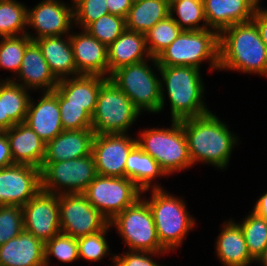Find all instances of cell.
<instances>
[{"instance_id": "14", "label": "cell", "mask_w": 267, "mask_h": 266, "mask_svg": "<svg viewBox=\"0 0 267 266\" xmlns=\"http://www.w3.org/2000/svg\"><path fill=\"white\" fill-rule=\"evenodd\" d=\"M73 22V23H72ZM74 25V6L59 0H42L34 8H27V28H34L35 35H27L35 41L43 37L71 34ZM31 26V27H30ZM70 32V33H69Z\"/></svg>"}, {"instance_id": "19", "label": "cell", "mask_w": 267, "mask_h": 266, "mask_svg": "<svg viewBox=\"0 0 267 266\" xmlns=\"http://www.w3.org/2000/svg\"><path fill=\"white\" fill-rule=\"evenodd\" d=\"M15 77H7L30 91L41 90L51 92L56 88L59 80L51 72L42 51L35 41H32L25 50L22 64L18 74ZM20 81V82H19ZM22 82V83H21Z\"/></svg>"}, {"instance_id": "5", "label": "cell", "mask_w": 267, "mask_h": 266, "mask_svg": "<svg viewBox=\"0 0 267 266\" xmlns=\"http://www.w3.org/2000/svg\"><path fill=\"white\" fill-rule=\"evenodd\" d=\"M136 137L138 146L151 155L166 175L193 166L181 121H172L170 128H148Z\"/></svg>"}, {"instance_id": "37", "label": "cell", "mask_w": 267, "mask_h": 266, "mask_svg": "<svg viewBox=\"0 0 267 266\" xmlns=\"http://www.w3.org/2000/svg\"><path fill=\"white\" fill-rule=\"evenodd\" d=\"M44 256L45 266L50 265V256L63 263L74 262L79 259L77 238L62 232L54 235L45 242Z\"/></svg>"}, {"instance_id": "20", "label": "cell", "mask_w": 267, "mask_h": 266, "mask_svg": "<svg viewBox=\"0 0 267 266\" xmlns=\"http://www.w3.org/2000/svg\"><path fill=\"white\" fill-rule=\"evenodd\" d=\"M260 0H203L209 29L220 33L234 24L251 21Z\"/></svg>"}, {"instance_id": "24", "label": "cell", "mask_w": 267, "mask_h": 266, "mask_svg": "<svg viewBox=\"0 0 267 266\" xmlns=\"http://www.w3.org/2000/svg\"><path fill=\"white\" fill-rule=\"evenodd\" d=\"M106 79L98 75L67 77L60 79L55 89L66 99V105L83 106L92 116L100 87Z\"/></svg>"}, {"instance_id": "26", "label": "cell", "mask_w": 267, "mask_h": 266, "mask_svg": "<svg viewBox=\"0 0 267 266\" xmlns=\"http://www.w3.org/2000/svg\"><path fill=\"white\" fill-rule=\"evenodd\" d=\"M151 58L145 34L127 30L108 47L109 77L116 69Z\"/></svg>"}, {"instance_id": "10", "label": "cell", "mask_w": 267, "mask_h": 266, "mask_svg": "<svg viewBox=\"0 0 267 266\" xmlns=\"http://www.w3.org/2000/svg\"><path fill=\"white\" fill-rule=\"evenodd\" d=\"M96 176L92 154L73 160L42 163L41 189L56 195L84 193Z\"/></svg>"}, {"instance_id": "11", "label": "cell", "mask_w": 267, "mask_h": 266, "mask_svg": "<svg viewBox=\"0 0 267 266\" xmlns=\"http://www.w3.org/2000/svg\"><path fill=\"white\" fill-rule=\"evenodd\" d=\"M83 194L109 222L143 195L142 190L126 177L101 175L95 177Z\"/></svg>"}, {"instance_id": "21", "label": "cell", "mask_w": 267, "mask_h": 266, "mask_svg": "<svg viewBox=\"0 0 267 266\" xmlns=\"http://www.w3.org/2000/svg\"><path fill=\"white\" fill-rule=\"evenodd\" d=\"M94 136L92 128L63 130L46 143L42 163L61 162L91 155Z\"/></svg>"}, {"instance_id": "9", "label": "cell", "mask_w": 267, "mask_h": 266, "mask_svg": "<svg viewBox=\"0 0 267 266\" xmlns=\"http://www.w3.org/2000/svg\"><path fill=\"white\" fill-rule=\"evenodd\" d=\"M109 224L116 228L129 250L168 252L160 244L151 210L142 197L117 214Z\"/></svg>"}, {"instance_id": "3", "label": "cell", "mask_w": 267, "mask_h": 266, "mask_svg": "<svg viewBox=\"0 0 267 266\" xmlns=\"http://www.w3.org/2000/svg\"><path fill=\"white\" fill-rule=\"evenodd\" d=\"M219 70L267 77V47L252 20L219 33Z\"/></svg>"}, {"instance_id": "27", "label": "cell", "mask_w": 267, "mask_h": 266, "mask_svg": "<svg viewBox=\"0 0 267 266\" xmlns=\"http://www.w3.org/2000/svg\"><path fill=\"white\" fill-rule=\"evenodd\" d=\"M67 38H64L66 37ZM54 76L60 80L77 76L70 34L35 40Z\"/></svg>"}, {"instance_id": "6", "label": "cell", "mask_w": 267, "mask_h": 266, "mask_svg": "<svg viewBox=\"0 0 267 266\" xmlns=\"http://www.w3.org/2000/svg\"><path fill=\"white\" fill-rule=\"evenodd\" d=\"M210 61L219 71V33L213 29L182 30L177 38L157 57L159 66H189L200 69Z\"/></svg>"}, {"instance_id": "36", "label": "cell", "mask_w": 267, "mask_h": 266, "mask_svg": "<svg viewBox=\"0 0 267 266\" xmlns=\"http://www.w3.org/2000/svg\"><path fill=\"white\" fill-rule=\"evenodd\" d=\"M125 29L124 17L108 13L92 22L85 30L99 42L109 47Z\"/></svg>"}, {"instance_id": "39", "label": "cell", "mask_w": 267, "mask_h": 266, "mask_svg": "<svg viewBox=\"0 0 267 266\" xmlns=\"http://www.w3.org/2000/svg\"><path fill=\"white\" fill-rule=\"evenodd\" d=\"M24 230L23 208L0 206V246L17 237Z\"/></svg>"}, {"instance_id": "48", "label": "cell", "mask_w": 267, "mask_h": 266, "mask_svg": "<svg viewBox=\"0 0 267 266\" xmlns=\"http://www.w3.org/2000/svg\"><path fill=\"white\" fill-rule=\"evenodd\" d=\"M261 264V266H267V246L263 251V254L259 257V259L256 261Z\"/></svg>"}, {"instance_id": "44", "label": "cell", "mask_w": 267, "mask_h": 266, "mask_svg": "<svg viewBox=\"0 0 267 266\" xmlns=\"http://www.w3.org/2000/svg\"><path fill=\"white\" fill-rule=\"evenodd\" d=\"M13 164L10 144L6 133L4 131H0V168L8 167Z\"/></svg>"}, {"instance_id": "46", "label": "cell", "mask_w": 267, "mask_h": 266, "mask_svg": "<svg viewBox=\"0 0 267 266\" xmlns=\"http://www.w3.org/2000/svg\"><path fill=\"white\" fill-rule=\"evenodd\" d=\"M252 211L267 221V192L256 201Z\"/></svg>"}, {"instance_id": "32", "label": "cell", "mask_w": 267, "mask_h": 266, "mask_svg": "<svg viewBox=\"0 0 267 266\" xmlns=\"http://www.w3.org/2000/svg\"><path fill=\"white\" fill-rule=\"evenodd\" d=\"M27 8L17 0H0V38L27 34Z\"/></svg>"}, {"instance_id": "33", "label": "cell", "mask_w": 267, "mask_h": 266, "mask_svg": "<svg viewBox=\"0 0 267 266\" xmlns=\"http://www.w3.org/2000/svg\"><path fill=\"white\" fill-rule=\"evenodd\" d=\"M238 224L251 257L257 261L267 246V221L252 211Z\"/></svg>"}, {"instance_id": "45", "label": "cell", "mask_w": 267, "mask_h": 266, "mask_svg": "<svg viewBox=\"0 0 267 266\" xmlns=\"http://www.w3.org/2000/svg\"><path fill=\"white\" fill-rule=\"evenodd\" d=\"M133 2V0H106L109 13L124 18H126Z\"/></svg>"}, {"instance_id": "41", "label": "cell", "mask_w": 267, "mask_h": 266, "mask_svg": "<svg viewBox=\"0 0 267 266\" xmlns=\"http://www.w3.org/2000/svg\"><path fill=\"white\" fill-rule=\"evenodd\" d=\"M74 24L85 30L92 22L109 13L106 0H72Z\"/></svg>"}, {"instance_id": "40", "label": "cell", "mask_w": 267, "mask_h": 266, "mask_svg": "<svg viewBox=\"0 0 267 266\" xmlns=\"http://www.w3.org/2000/svg\"><path fill=\"white\" fill-rule=\"evenodd\" d=\"M58 104L63 130L92 128V116L83 106L66 105V99L58 92Z\"/></svg>"}, {"instance_id": "17", "label": "cell", "mask_w": 267, "mask_h": 266, "mask_svg": "<svg viewBox=\"0 0 267 266\" xmlns=\"http://www.w3.org/2000/svg\"><path fill=\"white\" fill-rule=\"evenodd\" d=\"M70 42L78 75H98L109 78L108 47L86 30L71 33Z\"/></svg>"}, {"instance_id": "12", "label": "cell", "mask_w": 267, "mask_h": 266, "mask_svg": "<svg viewBox=\"0 0 267 266\" xmlns=\"http://www.w3.org/2000/svg\"><path fill=\"white\" fill-rule=\"evenodd\" d=\"M61 232L79 238L102 231L109 221L83 193L58 195Z\"/></svg>"}, {"instance_id": "16", "label": "cell", "mask_w": 267, "mask_h": 266, "mask_svg": "<svg viewBox=\"0 0 267 266\" xmlns=\"http://www.w3.org/2000/svg\"><path fill=\"white\" fill-rule=\"evenodd\" d=\"M24 230L44 243L61 232L58 195L43 191L23 207Z\"/></svg>"}, {"instance_id": "42", "label": "cell", "mask_w": 267, "mask_h": 266, "mask_svg": "<svg viewBox=\"0 0 267 266\" xmlns=\"http://www.w3.org/2000/svg\"><path fill=\"white\" fill-rule=\"evenodd\" d=\"M166 254L169 252H145V251H132L129 250L127 253H123L122 255H113L112 262L114 266H160L157 262H155L151 256H159L162 254ZM159 254V255H158Z\"/></svg>"}, {"instance_id": "7", "label": "cell", "mask_w": 267, "mask_h": 266, "mask_svg": "<svg viewBox=\"0 0 267 266\" xmlns=\"http://www.w3.org/2000/svg\"><path fill=\"white\" fill-rule=\"evenodd\" d=\"M150 61L153 62V57L122 66L113 71L109 79L128 96L141 113L144 110L158 114L161 106V79L149 66Z\"/></svg>"}, {"instance_id": "23", "label": "cell", "mask_w": 267, "mask_h": 266, "mask_svg": "<svg viewBox=\"0 0 267 266\" xmlns=\"http://www.w3.org/2000/svg\"><path fill=\"white\" fill-rule=\"evenodd\" d=\"M45 243L23 230L0 246L1 266H45Z\"/></svg>"}, {"instance_id": "22", "label": "cell", "mask_w": 267, "mask_h": 266, "mask_svg": "<svg viewBox=\"0 0 267 266\" xmlns=\"http://www.w3.org/2000/svg\"><path fill=\"white\" fill-rule=\"evenodd\" d=\"M10 144L14 164L41 169L46 143L27 124L19 123L4 131Z\"/></svg>"}, {"instance_id": "35", "label": "cell", "mask_w": 267, "mask_h": 266, "mask_svg": "<svg viewBox=\"0 0 267 266\" xmlns=\"http://www.w3.org/2000/svg\"><path fill=\"white\" fill-rule=\"evenodd\" d=\"M32 42L27 35L15 37H1L0 40V68L18 74L26 47Z\"/></svg>"}, {"instance_id": "34", "label": "cell", "mask_w": 267, "mask_h": 266, "mask_svg": "<svg viewBox=\"0 0 267 266\" xmlns=\"http://www.w3.org/2000/svg\"><path fill=\"white\" fill-rule=\"evenodd\" d=\"M182 29L169 15L156 23L146 34V45L149 54L157 58L180 34Z\"/></svg>"}, {"instance_id": "13", "label": "cell", "mask_w": 267, "mask_h": 266, "mask_svg": "<svg viewBox=\"0 0 267 266\" xmlns=\"http://www.w3.org/2000/svg\"><path fill=\"white\" fill-rule=\"evenodd\" d=\"M136 145L137 139L127 133L95 134L91 154L97 175L125 177L126 160Z\"/></svg>"}, {"instance_id": "28", "label": "cell", "mask_w": 267, "mask_h": 266, "mask_svg": "<svg viewBox=\"0 0 267 266\" xmlns=\"http://www.w3.org/2000/svg\"><path fill=\"white\" fill-rule=\"evenodd\" d=\"M161 176L167 175L160 168L158 162L137 144L130 151L126 160L125 177L132 180L142 190V193H146L154 188H163L152 182Z\"/></svg>"}, {"instance_id": "4", "label": "cell", "mask_w": 267, "mask_h": 266, "mask_svg": "<svg viewBox=\"0 0 267 266\" xmlns=\"http://www.w3.org/2000/svg\"><path fill=\"white\" fill-rule=\"evenodd\" d=\"M151 198L141 196L148 204L160 244L173 251L182 245L189 230L195 227V218L187 211L181 198L163 188L151 189Z\"/></svg>"}, {"instance_id": "18", "label": "cell", "mask_w": 267, "mask_h": 266, "mask_svg": "<svg viewBox=\"0 0 267 266\" xmlns=\"http://www.w3.org/2000/svg\"><path fill=\"white\" fill-rule=\"evenodd\" d=\"M36 102L30 98L27 115L24 123L27 124L45 142H49L62 131L58 91L42 93Z\"/></svg>"}, {"instance_id": "2", "label": "cell", "mask_w": 267, "mask_h": 266, "mask_svg": "<svg viewBox=\"0 0 267 266\" xmlns=\"http://www.w3.org/2000/svg\"><path fill=\"white\" fill-rule=\"evenodd\" d=\"M154 68L161 75V106L164 109L165 97L170 100L171 120L182 121L199 117L211 112L204 99V84L200 70L189 66H159L157 58H153ZM166 87L167 95H164Z\"/></svg>"}, {"instance_id": "29", "label": "cell", "mask_w": 267, "mask_h": 266, "mask_svg": "<svg viewBox=\"0 0 267 266\" xmlns=\"http://www.w3.org/2000/svg\"><path fill=\"white\" fill-rule=\"evenodd\" d=\"M169 15V0H137L125 18L126 29L146 34Z\"/></svg>"}, {"instance_id": "43", "label": "cell", "mask_w": 267, "mask_h": 266, "mask_svg": "<svg viewBox=\"0 0 267 266\" xmlns=\"http://www.w3.org/2000/svg\"><path fill=\"white\" fill-rule=\"evenodd\" d=\"M261 7L259 5L256 9L252 21L256 24L260 37L267 47V9Z\"/></svg>"}, {"instance_id": "38", "label": "cell", "mask_w": 267, "mask_h": 266, "mask_svg": "<svg viewBox=\"0 0 267 266\" xmlns=\"http://www.w3.org/2000/svg\"><path fill=\"white\" fill-rule=\"evenodd\" d=\"M111 226L108 224L102 231L77 238L79 259L86 261H99L106 255H110L106 233Z\"/></svg>"}, {"instance_id": "30", "label": "cell", "mask_w": 267, "mask_h": 266, "mask_svg": "<svg viewBox=\"0 0 267 266\" xmlns=\"http://www.w3.org/2000/svg\"><path fill=\"white\" fill-rule=\"evenodd\" d=\"M28 91L12 80L0 79L3 118H10L15 124L25 121L31 98Z\"/></svg>"}, {"instance_id": "8", "label": "cell", "mask_w": 267, "mask_h": 266, "mask_svg": "<svg viewBox=\"0 0 267 266\" xmlns=\"http://www.w3.org/2000/svg\"><path fill=\"white\" fill-rule=\"evenodd\" d=\"M140 114L128 96L107 78L97 96L92 129L95 134L127 133Z\"/></svg>"}, {"instance_id": "25", "label": "cell", "mask_w": 267, "mask_h": 266, "mask_svg": "<svg viewBox=\"0 0 267 266\" xmlns=\"http://www.w3.org/2000/svg\"><path fill=\"white\" fill-rule=\"evenodd\" d=\"M216 243V254L224 266H249L256 262L250 255L239 224L229 219L222 226Z\"/></svg>"}, {"instance_id": "1", "label": "cell", "mask_w": 267, "mask_h": 266, "mask_svg": "<svg viewBox=\"0 0 267 266\" xmlns=\"http://www.w3.org/2000/svg\"><path fill=\"white\" fill-rule=\"evenodd\" d=\"M181 124L193 165L203 161L202 163L218 169L228 167L232 150L239 138L233 135L225 122L209 112L199 117L182 120Z\"/></svg>"}, {"instance_id": "15", "label": "cell", "mask_w": 267, "mask_h": 266, "mask_svg": "<svg viewBox=\"0 0 267 266\" xmlns=\"http://www.w3.org/2000/svg\"><path fill=\"white\" fill-rule=\"evenodd\" d=\"M41 190V169L13 164L0 168V206L23 207Z\"/></svg>"}, {"instance_id": "47", "label": "cell", "mask_w": 267, "mask_h": 266, "mask_svg": "<svg viewBox=\"0 0 267 266\" xmlns=\"http://www.w3.org/2000/svg\"><path fill=\"white\" fill-rule=\"evenodd\" d=\"M15 123L10 118H3L2 99H0V131H5L14 126Z\"/></svg>"}, {"instance_id": "31", "label": "cell", "mask_w": 267, "mask_h": 266, "mask_svg": "<svg viewBox=\"0 0 267 266\" xmlns=\"http://www.w3.org/2000/svg\"><path fill=\"white\" fill-rule=\"evenodd\" d=\"M169 14L182 30L209 29L203 0H169Z\"/></svg>"}]
</instances>
